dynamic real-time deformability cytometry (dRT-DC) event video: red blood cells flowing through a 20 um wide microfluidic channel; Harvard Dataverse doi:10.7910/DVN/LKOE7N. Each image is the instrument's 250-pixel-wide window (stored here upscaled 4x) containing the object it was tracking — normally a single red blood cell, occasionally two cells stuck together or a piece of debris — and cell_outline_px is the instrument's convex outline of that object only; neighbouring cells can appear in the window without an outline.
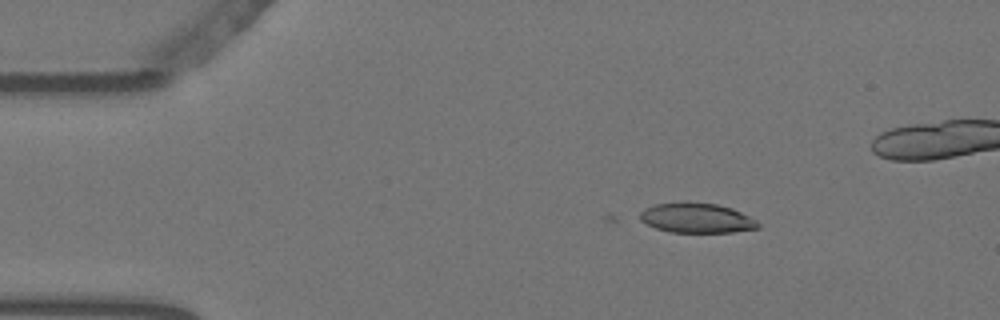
{"species": "Egyptian fruit bat (a non-hibernating species)", "species_latin": "Rousettus aegyptiacus", "temperature_condition": "warm", "stored_images_in_passage": 7, "camera_frame_rate_fps": 3000, "um_per_image_px": 0.085, "animal": {"sex": "female"}, "frame": {"image": 1, "passage_image": 2, "time_ms": 0.333, "image_size_px": [1000, 320], "cell_outline_px": [[760, 228], [732, 232], [668, 232], [656, 228], [640, 220], [640, 212], [644, 208], [656, 204], [688, 200], [716, 204], [732, 208], [756, 220], [760, 224]], "centroid_in_image_um": [59.2, 18.51], "position_along_channel_um": 25.8, "area_um2": 20.81}}